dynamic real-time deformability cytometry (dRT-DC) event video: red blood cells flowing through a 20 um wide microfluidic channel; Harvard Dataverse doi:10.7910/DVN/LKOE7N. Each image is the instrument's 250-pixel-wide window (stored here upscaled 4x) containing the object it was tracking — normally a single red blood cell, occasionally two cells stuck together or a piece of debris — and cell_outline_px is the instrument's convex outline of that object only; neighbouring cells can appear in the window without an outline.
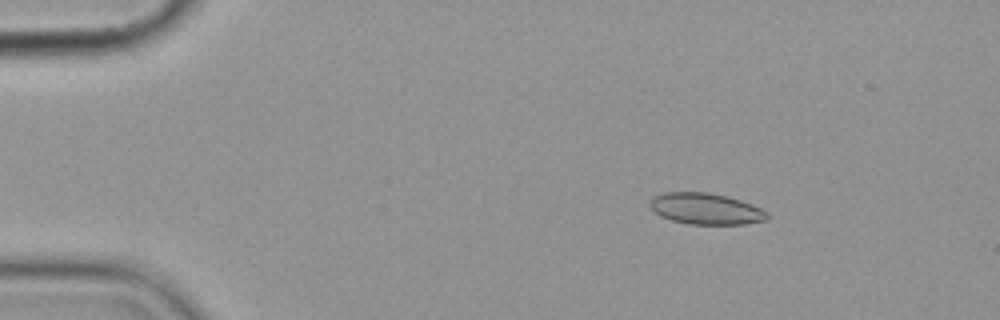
{"species": "common noctule bat (a hibernating species)", "species_latin": "Nyctalus noctula", "temperature_condition": "cold", "stored_images_in_passage": 3, "camera_frame_rate_fps": 3000, "um_per_image_px": 0.085, "animal": {"sex": "female", "body_mass_g": 19.9}, "frame": {"image": 1, "passage_image": 1, "time_ms": 0.0, "image_size_px": [1000, 320], "cell_outline_px": [[768, 220], [744, 224], [688, 224], [672, 220], [660, 216], [652, 208], [652, 196], [664, 192], [708, 192], [728, 196], [752, 204], [768, 212]], "centroid_in_image_um": [60.03, 17.74], "position_along_channel_um": 25.0, "area_um2": 21.33}}